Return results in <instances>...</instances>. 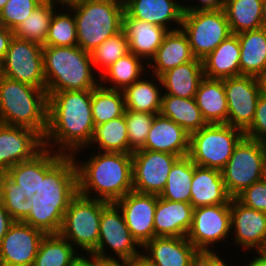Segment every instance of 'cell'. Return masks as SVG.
I'll return each instance as SVG.
<instances>
[{"label":"cell","mask_w":266,"mask_h":266,"mask_svg":"<svg viewBox=\"0 0 266 266\" xmlns=\"http://www.w3.org/2000/svg\"><path fill=\"white\" fill-rule=\"evenodd\" d=\"M47 95L48 126L43 138L44 147L65 156H72L83 149L86 151L94 128L91 90L61 91Z\"/></svg>","instance_id":"6da1fadb"},{"label":"cell","mask_w":266,"mask_h":266,"mask_svg":"<svg viewBox=\"0 0 266 266\" xmlns=\"http://www.w3.org/2000/svg\"><path fill=\"white\" fill-rule=\"evenodd\" d=\"M72 156L81 195L110 203L133 191L132 154L96 151L85 162Z\"/></svg>","instance_id":"7a4b0ae2"},{"label":"cell","mask_w":266,"mask_h":266,"mask_svg":"<svg viewBox=\"0 0 266 266\" xmlns=\"http://www.w3.org/2000/svg\"><path fill=\"white\" fill-rule=\"evenodd\" d=\"M43 65L47 93L92 90L100 84L91 54L78 45L43 46Z\"/></svg>","instance_id":"3957f363"},{"label":"cell","mask_w":266,"mask_h":266,"mask_svg":"<svg viewBox=\"0 0 266 266\" xmlns=\"http://www.w3.org/2000/svg\"><path fill=\"white\" fill-rule=\"evenodd\" d=\"M0 123L32 129L44 138L48 126L46 90L0 75Z\"/></svg>","instance_id":"277c9868"},{"label":"cell","mask_w":266,"mask_h":266,"mask_svg":"<svg viewBox=\"0 0 266 266\" xmlns=\"http://www.w3.org/2000/svg\"><path fill=\"white\" fill-rule=\"evenodd\" d=\"M73 11L77 45L91 53L106 39L122 31L123 0H64Z\"/></svg>","instance_id":"5b68a950"},{"label":"cell","mask_w":266,"mask_h":266,"mask_svg":"<svg viewBox=\"0 0 266 266\" xmlns=\"http://www.w3.org/2000/svg\"><path fill=\"white\" fill-rule=\"evenodd\" d=\"M108 203L77 193L71 199L64 214L59 234L76 247L80 253H92L99 241L102 210Z\"/></svg>","instance_id":"8992f818"},{"label":"cell","mask_w":266,"mask_h":266,"mask_svg":"<svg viewBox=\"0 0 266 266\" xmlns=\"http://www.w3.org/2000/svg\"><path fill=\"white\" fill-rule=\"evenodd\" d=\"M244 136L243 131L228 124H207L190 134L188 156L197 166L222 171Z\"/></svg>","instance_id":"52a82bcc"},{"label":"cell","mask_w":266,"mask_h":266,"mask_svg":"<svg viewBox=\"0 0 266 266\" xmlns=\"http://www.w3.org/2000/svg\"><path fill=\"white\" fill-rule=\"evenodd\" d=\"M225 189L236 198L266 176V143L244 136L221 171Z\"/></svg>","instance_id":"ba28073f"},{"label":"cell","mask_w":266,"mask_h":266,"mask_svg":"<svg viewBox=\"0 0 266 266\" xmlns=\"http://www.w3.org/2000/svg\"><path fill=\"white\" fill-rule=\"evenodd\" d=\"M107 248L114 254H108ZM141 248L132 237L119 206L115 202L108 203L102 210L99 241L92 253L97 254L106 261L133 262L141 255Z\"/></svg>","instance_id":"9c48e42d"},{"label":"cell","mask_w":266,"mask_h":266,"mask_svg":"<svg viewBox=\"0 0 266 266\" xmlns=\"http://www.w3.org/2000/svg\"><path fill=\"white\" fill-rule=\"evenodd\" d=\"M181 29L188 37L194 58L199 60L232 34L224 9L184 12Z\"/></svg>","instance_id":"30bf717a"},{"label":"cell","mask_w":266,"mask_h":266,"mask_svg":"<svg viewBox=\"0 0 266 266\" xmlns=\"http://www.w3.org/2000/svg\"><path fill=\"white\" fill-rule=\"evenodd\" d=\"M0 75L46 90L43 45L14 36L0 63Z\"/></svg>","instance_id":"8fae6325"},{"label":"cell","mask_w":266,"mask_h":266,"mask_svg":"<svg viewBox=\"0 0 266 266\" xmlns=\"http://www.w3.org/2000/svg\"><path fill=\"white\" fill-rule=\"evenodd\" d=\"M230 234V204L201 206L193 209L192 225L187 239L198 251H211V249L214 251L215 244L223 243Z\"/></svg>","instance_id":"7c38bea8"},{"label":"cell","mask_w":266,"mask_h":266,"mask_svg":"<svg viewBox=\"0 0 266 266\" xmlns=\"http://www.w3.org/2000/svg\"><path fill=\"white\" fill-rule=\"evenodd\" d=\"M227 106L228 125L245 132L252 124L258 98L261 95L258 78L246 75L223 79Z\"/></svg>","instance_id":"4fadbf2b"},{"label":"cell","mask_w":266,"mask_h":266,"mask_svg":"<svg viewBox=\"0 0 266 266\" xmlns=\"http://www.w3.org/2000/svg\"><path fill=\"white\" fill-rule=\"evenodd\" d=\"M179 156L150 150L132 153L133 191L160 195L164 190L172 165Z\"/></svg>","instance_id":"5bb4252c"},{"label":"cell","mask_w":266,"mask_h":266,"mask_svg":"<svg viewBox=\"0 0 266 266\" xmlns=\"http://www.w3.org/2000/svg\"><path fill=\"white\" fill-rule=\"evenodd\" d=\"M45 233L23 221H14L0 241V266H33Z\"/></svg>","instance_id":"9a60e30c"},{"label":"cell","mask_w":266,"mask_h":266,"mask_svg":"<svg viewBox=\"0 0 266 266\" xmlns=\"http://www.w3.org/2000/svg\"><path fill=\"white\" fill-rule=\"evenodd\" d=\"M43 148V138L36 131L0 123V173L32 159Z\"/></svg>","instance_id":"2e32d148"},{"label":"cell","mask_w":266,"mask_h":266,"mask_svg":"<svg viewBox=\"0 0 266 266\" xmlns=\"http://www.w3.org/2000/svg\"><path fill=\"white\" fill-rule=\"evenodd\" d=\"M157 195L128 192L115 203L121 209L132 237L142 247L154 238Z\"/></svg>","instance_id":"e0dca14e"},{"label":"cell","mask_w":266,"mask_h":266,"mask_svg":"<svg viewBox=\"0 0 266 266\" xmlns=\"http://www.w3.org/2000/svg\"><path fill=\"white\" fill-rule=\"evenodd\" d=\"M230 215L234 244L240 245L243 250L261 252L266 246V213L248 208L236 198H231Z\"/></svg>","instance_id":"ac0fdd59"},{"label":"cell","mask_w":266,"mask_h":266,"mask_svg":"<svg viewBox=\"0 0 266 266\" xmlns=\"http://www.w3.org/2000/svg\"><path fill=\"white\" fill-rule=\"evenodd\" d=\"M123 3L124 12L131 18L159 25L168 31L181 29L184 11L183 2L180 4L179 0H123Z\"/></svg>","instance_id":"d6986e66"},{"label":"cell","mask_w":266,"mask_h":266,"mask_svg":"<svg viewBox=\"0 0 266 266\" xmlns=\"http://www.w3.org/2000/svg\"><path fill=\"white\" fill-rule=\"evenodd\" d=\"M63 154L43 148L32 159L17 163L4 174L25 194L31 198L35 193L40 195L41 179L63 157Z\"/></svg>","instance_id":"ffe728a7"},{"label":"cell","mask_w":266,"mask_h":266,"mask_svg":"<svg viewBox=\"0 0 266 266\" xmlns=\"http://www.w3.org/2000/svg\"><path fill=\"white\" fill-rule=\"evenodd\" d=\"M141 255L156 266H192L198 250L187 237H154L145 243Z\"/></svg>","instance_id":"44dd1931"},{"label":"cell","mask_w":266,"mask_h":266,"mask_svg":"<svg viewBox=\"0 0 266 266\" xmlns=\"http://www.w3.org/2000/svg\"><path fill=\"white\" fill-rule=\"evenodd\" d=\"M190 134L171 119L154 117L145 145L139 150L171 153L179 157L189 154Z\"/></svg>","instance_id":"7402d4cb"},{"label":"cell","mask_w":266,"mask_h":266,"mask_svg":"<svg viewBox=\"0 0 266 266\" xmlns=\"http://www.w3.org/2000/svg\"><path fill=\"white\" fill-rule=\"evenodd\" d=\"M193 209L191 203L173 202L157 195L154 237H187Z\"/></svg>","instance_id":"603a6c76"},{"label":"cell","mask_w":266,"mask_h":266,"mask_svg":"<svg viewBox=\"0 0 266 266\" xmlns=\"http://www.w3.org/2000/svg\"><path fill=\"white\" fill-rule=\"evenodd\" d=\"M78 193L73 156H63L41 179L40 195L49 201H71Z\"/></svg>","instance_id":"cb8c5ba5"},{"label":"cell","mask_w":266,"mask_h":266,"mask_svg":"<svg viewBox=\"0 0 266 266\" xmlns=\"http://www.w3.org/2000/svg\"><path fill=\"white\" fill-rule=\"evenodd\" d=\"M122 30L128 39L129 52L142 58L146 64L154 57L165 35L169 32L159 25L131 18L125 12Z\"/></svg>","instance_id":"d4e9b609"},{"label":"cell","mask_w":266,"mask_h":266,"mask_svg":"<svg viewBox=\"0 0 266 266\" xmlns=\"http://www.w3.org/2000/svg\"><path fill=\"white\" fill-rule=\"evenodd\" d=\"M193 59L194 56L190 49L188 37L182 29L169 31L156 54L147 64L148 71L152 72L151 75L160 77L172 68Z\"/></svg>","instance_id":"484cf974"},{"label":"cell","mask_w":266,"mask_h":266,"mask_svg":"<svg viewBox=\"0 0 266 266\" xmlns=\"http://www.w3.org/2000/svg\"><path fill=\"white\" fill-rule=\"evenodd\" d=\"M223 181L222 172L216 169L197 166L194 163V176L191 183L190 203L193 208L230 204Z\"/></svg>","instance_id":"4316f807"},{"label":"cell","mask_w":266,"mask_h":266,"mask_svg":"<svg viewBox=\"0 0 266 266\" xmlns=\"http://www.w3.org/2000/svg\"><path fill=\"white\" fill-rule=\"evenodd\" d=\"M240 43L237 34L229 35L203 62L204 77L224 79L241 75Z\"/></svg>","instance_id":"83f0119b"},{"label":"cell","mask_w":266,"mask_h":266,"mask_svg":"<svg viewBox=\"0 0 266 266\" xmlns=\"http://www.w3.org/2000/svg\"><path fill=\"white\" fill-rule=\"evenodd\" d=\"M203 78V62L194 58L160 76L163 94L195 98L199 83Z\"/></svg>","instance_id":"f1b7e54d"},{"label":"cell","mask_w":266,"mask_h":266,"mask_svg":"<svg viewBox=\"0 0 266 266\" xmlns=\"http://www.w3.org/2000/svg\"><path fill=\"white\" fill-rule=\"evenodd\" d=\"M195 100L207 124H226L228 106L223 79L204 77L198 86Z\"/></svg>","instance_id":"f546056e"},{"label":"cell","mask_w":266,"mask_h":266,"mask_svg":"<svg viewBox=\"0 0 266 266\" xmlns=\"http://www.w3.org/2000/svg\"><path fill=\"white\" fill-rule=\"evenodd\" d=\"M237 35L241 75L258 78L266 71V26Z\"/></svg>","instance_id":"4dcf8cb0"},{"label":"cell","mask_w":266,"mask_h":266,"mask_svg":"<svg viewBox=\"0 0 266 266\" xmlns=\"http://www.w3.org/2000/svg\"><path fill=\"white\" fill-rule=\"evenodd\" d=\"M151 77H153L152 80L145 78L144 75V78L142 76L141 79L135 81L122 91L124 95L125 110L146 112L156 115L160 113L163 96V90L161 89L163 88L160 77L155 75H151Z\"/></svg>","instance_id":"1f68e13d"},{"label":"cell","mask_w":266,"mask_h":266,"mask_svg":"<svg viewBox=\"0 0 266 266\" xmlns=\"http://www.w3.org/2000/svg\"><path fill=\"white\" fill-rule=\"evenodd\" d=\"M159 114L171 119L189 134L207 125L195 98H182L163 94Z\"/></svg>","instance_id":"d6a6232c"},{"label":"cell","mask_w":266,"mask_h":266,"mask_svg":"<svg viewBox=\"0 0 266 266\" xmlns=\"http://www.w3.org/2000/svg\"><path fill=\"white\" fill-rule=\"evenodd\" d=\"M30 199L32 200L31 211L23 222L45 234H59L64 214L71 201L44 200L36 193Z\"/></svg>","instance_id":"836d02e7"},{"label":"cell","mask_w":266,"mask_h":266,"mask_svg":"<svg viewBox=\"0 0 266 266\" xmlns=\"http://www.w3.org/2000/svg\"><path fill=\"white\" fill-rule=\"evenodd\" d=\"M142 60L132 52L127 53L99 76L100 85L108 89L123 91L135 81L141 79L142 75L148 73V69H146L148 65H145ZM108 82H110L109 85H107Z\"/></svg>","instance_id":"e575fe53"},{"label":"cell","mask_w":266,"mask_h":266,"mask_svg":"<svg viewBox=\"0 0 266 266\" xmlns=\"http://www.w3.org/2000/svg\"><path fill=\"white\" fill-rule=\"evenodd\" d=\"M224 11L232 34L265 26L263 0H225Z\"/></svg>","instance_id":"d590c367"},{"label":"cell","mask_w":266,"mask_h":266,"mask_svg":"<svg viewBox=\"0 0 266 266\" xmlns=\"http://www.w3.org/2000/svg\"><path fill=\"white\" fill-rule=\"evenodd\" d=\"M97 146L98 152L127 153L129 143L125 112L122 116L111 119L109 122L94 125L89 146Z\"/></svg>","instance_id":"8d00e7d4"},{"label":"cell","mask_w":266,"mask_h":266,"mask_svg":"<svg viewBox=\"0 0 266 266\" xmlns=\"http://www.w3.org/2000/svg\"><path fill=\"white\" fill-rule=\"evenodd\" d=\"M63 2L64 0H45L13 30L14 36L43 45L47 39L54 11L60 10L56 5L59 6Z\"/></svg>","instance_id":"74e56055"},{"label":"cell","mask_w":266,"mask_h":266,"mask_svg":"<svg viewBox=\"0 0 266 266\" xmlns=\"http://www.w3.org/2000/svg\"><path fill=\"white\" fill-rule=\"evenodd\" d=\"M194 163L187 155L179 157L172 165L164 190L159 197L173 202L190 203Z\"/></svg>","instance_id":"f35d334b"},{"label":"cell","mask_w":266,"mask_h":266,"mask_svg":"<svg viewBox=\"0 0 266 266\" xmlns=\"http://www.w3.org/2000/svg\"><path fill=\"white\" fill-rule=\"evenodd\" d=\"M78 253V250L60 234H45L33 266H71Z\"/></svg>","instance_id":"ab89813d"},{"label":"cell","mask_w":266,"mask_h":266,"mask_svg":"<svg viewBox=\"0 0 266 266\" xmlns=\"http://www.w3.org/2000/svg\"><path fill=\"white\" fill-rule=\"evenodd\" d=\"M91 111L94 125L122 116L125 112L123 92L99 84L91 90Z\"/></svg>","instance_id":"60d3db41"},{"label":"cell","mask_w":266,"mask_h":266,"mask_svg":"<svg viewBox=\"0 0 266 266\" xmlns=\"http://www.w3.org/2000/svg\"><path fill=\"white\" fill-rule=\"evenodd\" d=\"M61 7L63 8L61 10L64 11H54L47 39L43 46H77V30L74 13L64 2L61 4ZM66 9L67 11H65Z\"/></svg>","instance_id":"b9f144b4"},{"label":"cell","mask_w":266,"mask_h":266,"mask_svg":"<svg viewBox=\"0 0 266 266\" xmlns=\"http://www.w3.org/2000/svg\"><path fill=\"white\" fill-rule=\"evenodd\" d=\"M127 53H129L128 39L122 30L106 39L90 53L95 72L100 71L101 73H97L100 76L109 66Z\"/></svg>","instance_id":"7bdbcfd3"},{"label":"cell","mask_w":266,"mask_h":266,"mask_svg":"<svg viewBox=\"0 0 266 266\" xmlns=\"http://www.w3.org/2000/svg\"><path fill=\"white\" fill-rule=\"evenodd\" d=\"M0 201L15 221H23L31 211L32 200L4 173H0Z\"/></svg>","instance_id":"ee69618b"},{"label":"cell","mask_w":266,"mask_h":266,"mask_svg":"<svg viewBox=\"0 0 266 266\" xmlns=\"http://www.w3.org/2000/svg\"><path fill=\"white\" fill-rule=\"evenodd\" d=\"M155 116L156 114L125 110L129 154L141 149L145 145Z\"/></svg>","instance_id":"f6af8a7d"},{"label":"cell","mask_w":266,"mask_h":266,"mask_svg":"<svg viewBox=\"0 0 266 266\" xmlns=\"http://www.w3.org/2000/svg\"><path fill=\"white\" fill-rule=\"evenodd\" d=\"M45 0H8L0 12V24L11 31Z\"/></svg>","instance_id":"bcb514c9"},{"label":"cell","mask_w":266,"mask_h":266,"mask_svg":"<svg viewBox=\"0 0 266 266\" xmlns=\"http://www.w3.org/2000/svg\"><path fill=\"white\" fill-rule=\"evenodd\" d=\"M236 199L248 208L266 213V178L253 183Z\"/></svg>","instance_id":"7dc6e473"},{"label":"cell","mask_w":266,"mask_h":266,"mask_svg":"<svg viewBox=\"0 0 266 266\" xmlns=\"http://www.w3.org/2000/svg\"><path fill=\"white\" fill-rule=\"evenodd\" d=\"M244 133L248 138L266 143V96H259L254 120Z\"/></svg>","instance_id":"c3c4849f"},{"label":"cell","mask_w":266,"mask_h":266,"mask_svg":"<svg viewBox=\"0 0 266 266\" xmlns=\"http://www.w3.org/2000/svg\"><path fill=\"white\" fill-rule=\"evenodd\" d=\"M216 251H198L193 259L192 266H228ZM231 266V265H230Z\"/></svg>","instance_id":"681fc988"},{"label":"cell","mask_w":266,"mask_h":266,"mask_svg":"<svg viewBox=\"0 0 266 266\" xmlns=\"http://www.w3.org/2000/svg\"><path fill=\"white\" fill-rule=\"evenodd\" d=\"M188 3L189 0H185ZM183 0V2H185ZM195 2L198 1L194 5L191 3L188 5L183 4V11L184 12H194V11H206V10H219L224 8L225 0H194Z\"/></svg>","instance_id":"f907efd6"},{"label":"cell","mask_w":266,"mask_h":266,"mask_svg":"<svg viewBox=\"0 0 266 266\" xmlns=\"http://www.w3.org/2000/svg\"><path fill=\"white\" fill-rule=\"evenodd\" d=\"M79 253L73 260L71 266H103L106 260L95 253Z\"/></svg>","instance_id":"816d5d0a"},{"label":"cell","mask_w":266,"mask_h":266,"mask_svg":"<svg viewBox=\"0 0 266 266\" xmlns=\"http://www.w3.org/2000/svg\"><path fill=\"white\" fill-rule=\"evenodd\" d=\"M13 37V31L0 25V63L5 58L6 52Z\"/></svg>","instance_id":"f5cc1de1"},{"label":"cell","mask_w":266,"mask_h":266,"mask_svg":"<svg viewBox=\"0 0 266 266\" xmlns=\"http://www.w3.org/2000/svg\"><path fill=\"white\" fill-rule=\"evenodd\" d=\"M14 221L15 220L8 214L3 203L0 201V241L7 234V231Z\"/></svg>","instance_id":"db71d44e"},{"label":"cell","mask_w":266,"mask_h":266,"mask_svg":"<svg viewBox=\"0 0 266 266\" xmlns=\"http://www.w3.org/2000/svg\"><path fill=\"white\" fill-rule=\"evenodd\" d=\"M255 257L248 260V264L246 266H266V256L262 252L255 253Z\"/></svg>","instance_id":"11a10c76"},{"label":"cell","mask_w":266,"mask_h":266,"mask_svg":"<svg viewBox=\"0 0 266 266\" xmlns=\"http://www.w3.org/2000/svg\"><path fill=\"white\" fill-rule=\"evenodd\" d=\"M133 266H156L153 263L146 260L142 255L137 257L133 262Z\"/></svg>","instance_id":"9f6ffc18"},{"label":"cell","mask_w":266,"mask_h":266,"mask_svg":"<svg viewBox=\"0 0 266 266\" xmlns=\"http://www.w3.org/2000/svg\"><path fill=\"white\" fill-rule=\"evenodd\" d=\"M261 94L266 96V71L258 77Z\"/></svg>","instance_id":"6f0895ef"},{"label":"cell","mask_w":266,"mask_h":266,"mask_svg":"<svg viewBox=\"0 0 266 266\" xmlns=\"http://www.w3.org/2000/svg\"><path fill=\"white\" fill-rule=\"evenodd\" d=\"M103 266H133V264L128 261H106Z\"/></svg>","instance_id":"680465c9"},{"label":"cell","mask_w":266,"mask_h":266,"mask_svg":"<svg viewBox=\"0 0 266 266\" xmlns=\"http://www.w3.org/2000/svg\"><path fill=\"white\" fill-rule=\"evenodd\" d=\"M263 19L266 26V0H263Z\"/></svg>","instance_id":"91938a15"},{"label":"cell","mask_w":266,"mask_h":266,"mask_svg":"<svg viewBox=\"0 0 266 266\" xmlns=\"http://www.w3.org/2000/svg\"><path fill=\"white\" fill-rule=\"evenodd\" d=\"M8 0H0V12L2 11L3 7L7 3Z\"/></svg>","instance_id":"94428289"},{"label":"cell","mask_w":266,"mask_h":266,"mask_svg":"<svg viewBox=\"0 0 266 266\" xmlns=\"http://www.w3.org/2000/svg\"><path fill=\"white\" fill-rule=\"evenodd\" d=\"M261 252L266 256V246L264 247V249Z\"/></svg>","instance_id":"6125c7cd"}]
</instances>
